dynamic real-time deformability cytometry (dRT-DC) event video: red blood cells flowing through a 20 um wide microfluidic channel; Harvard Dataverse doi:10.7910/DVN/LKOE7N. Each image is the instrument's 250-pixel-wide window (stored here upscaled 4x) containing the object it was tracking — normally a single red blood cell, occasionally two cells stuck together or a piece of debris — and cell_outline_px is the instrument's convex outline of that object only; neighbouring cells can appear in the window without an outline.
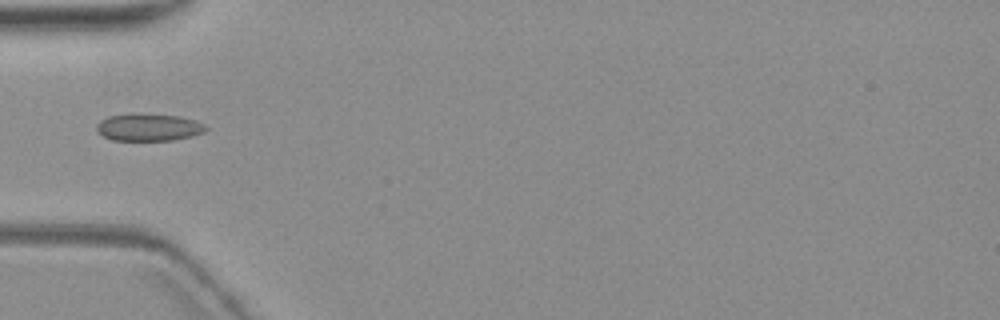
{"species": "common noctule bat (a hibernating species)", "species_latin": "Nyctalus noctula", "temperature_condition": "warm", "stored_images_in_passage": 10, "camera_frame_rate_fps": 3000, "um_per_image_px": 0.085, "animal": {"sex": "female", "body_mass_g": 19.3, "forearm_length_mm": 54.1}, "frame": {"image": 1, "passage_image": 4, "time_ms": 4.667, "image_size_px": [1000, 320], "cell_outline_px": [[208, 128], [204, 132], [192, 136], [172, 140], [112, 140], [104, 136], [96, 128], [96, 124], [100, 120], [108, 116], [132, 112], [140, 112], [180, 116], [196, 120], [204, 124]], "centroid_in_image_um": [12.64, 10.79], "position_along_channel_um": 72.4, "area_um2": 17.74}}
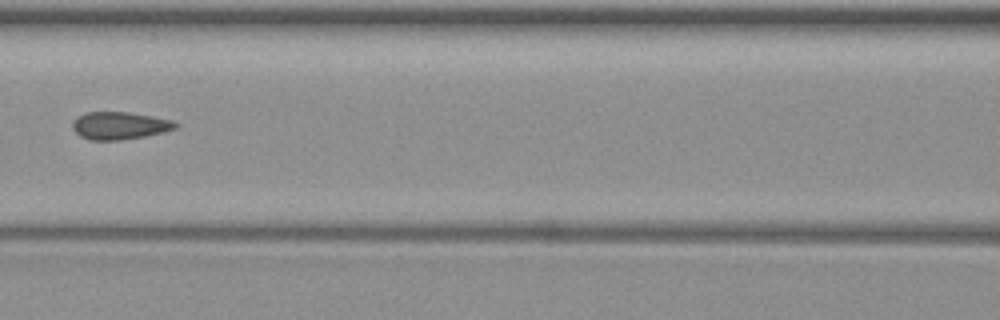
{"frame": {"image": 2, "passage_image": 6, "time_ms": 7.0, "image_size_px": [1000, 320], "cell_outline_px": [[180, 124], [176, 128], [164, 132], [144, 136], [120, 140], [88, 140], [80, 136], [72, 128], [72, 124], [84, 112], [128, 112], [152, 116], [172, 120]], "centroid_in_image_um": [10.19, 10.68], "position_along_channel_um": 156.4, "area_um2": 16.47}}
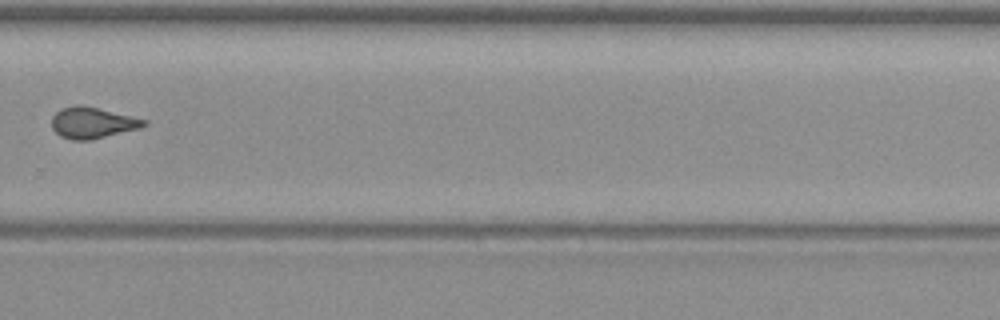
{"frame": {"image": 3, "passage_image": 10, "time_ms": 11.667, "image_size_px": [1000, 320], "cell_outline_px": [[148, 124], [140, 128], [92, 140], [72, 140], [60, 136], [52, 128], [52, 116], [60, 108], [76, 104], [80, 104], [148, 120]], "centroid_in_image_um": [7.84, 10.43], "position_along_channel_um": 322.0, "area_um2": 16.82}}